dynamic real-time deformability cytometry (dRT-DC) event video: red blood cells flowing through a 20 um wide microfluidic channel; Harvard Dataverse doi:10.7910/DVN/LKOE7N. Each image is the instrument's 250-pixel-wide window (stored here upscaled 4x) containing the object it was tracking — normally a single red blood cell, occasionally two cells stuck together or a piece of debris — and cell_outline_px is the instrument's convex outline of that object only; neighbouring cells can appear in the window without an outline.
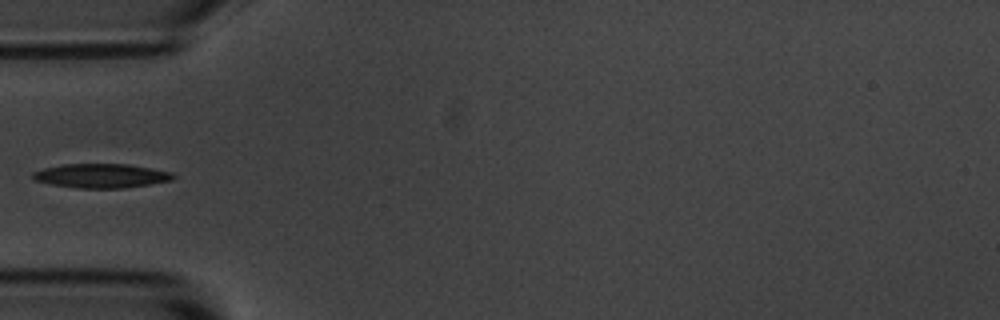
{"species": "common noctule bat (a hibernating species)", "species_latin": "Nyctalus noctula", "temperature_condition": "room temperature", "stored_images_in_passage": 6, "camera_frame_rate_fps": 3000, "um_per_image_px": 0.085, "animal": {"sex": "male", "body_mass_g": 20.1, "forearm_length_mm": 53.5}, "frame": {"image": 1, "passage_image": 4, "time_ms": 3.667, "image_size_px": [1000, 320], "cell_outline_px": [[176, 176], [172, 180], [148, 184], [120, 188], [76, 188], [52, 184], [36, 180], [32, 176], [32, 172], [44, 168], [64, 164], [128, 164], [152, 168], [172, 172]], "centroid_in_image_um": [8.62, 14.93], "position_along_channel_um": 76.4, "area_um2": 19.59}}
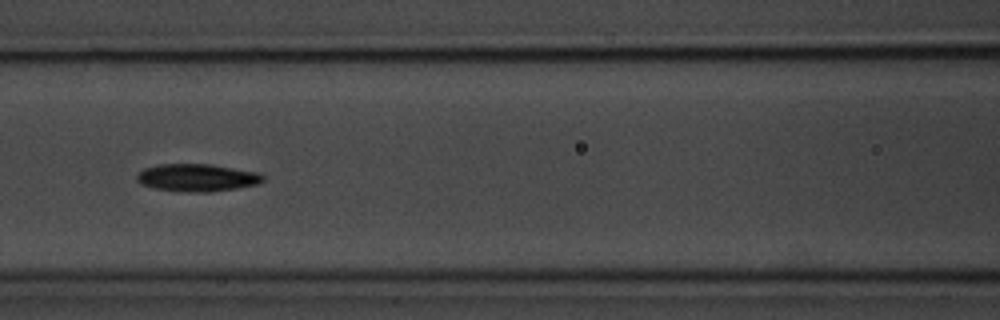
{"frame": {"image": 2, "passage_image": 6, "time_ms": 5.667, "image_size_px": [1000, 320], "cell_outline_px": [[264, 180], [256, 184], [236, 188], [208, 192], [188, 192], [156, 188], [140, 184], [136, 180], [136, 176], [144, 168], [160, 164], [212, 164], [256, 172], [264, 176]], "centroid_in_image_um": [16.73, 15.09], "position_along_channel_um": 149.9, "area_um2": 20.06}}